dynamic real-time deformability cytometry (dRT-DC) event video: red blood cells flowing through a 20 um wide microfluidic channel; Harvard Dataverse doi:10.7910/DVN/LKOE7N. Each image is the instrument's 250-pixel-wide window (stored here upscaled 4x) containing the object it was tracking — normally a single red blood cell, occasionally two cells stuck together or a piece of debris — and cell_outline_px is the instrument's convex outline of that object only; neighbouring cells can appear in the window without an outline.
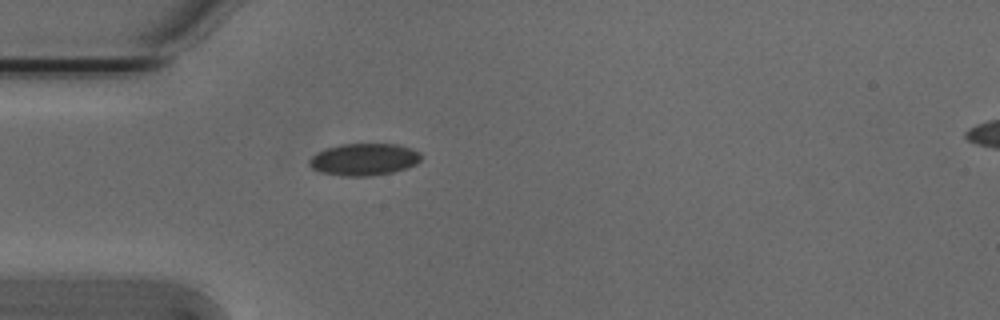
{"species": "Egyptian fruit bat (a non-hibernating species)", "species_latin": "Rousettus aegyptiacus", "temperature_condition": "cold", "stored_images_in_passage": 5, "camera_frame_rate_fps": 3000, "um_per_image_px": 0.085, "animal": {"sex": "male"}, "frame": {"image": 1, "passage_image": 1, "time_ms": 0.0, "image_size_px": [1000, 320], "cell_outline_px": [[420, 160], [416, 164], [392, 172], [368, 176], [344, 176], [320, 172], [312, 168], [308, 164], [308, 160], [316, 152], [340, 144], [396, 144], [420, 152]], "centroid_in_image_um": [30.89, 13.55], "position_along_channel_um": 54.1, "area_um2": 20.69}}